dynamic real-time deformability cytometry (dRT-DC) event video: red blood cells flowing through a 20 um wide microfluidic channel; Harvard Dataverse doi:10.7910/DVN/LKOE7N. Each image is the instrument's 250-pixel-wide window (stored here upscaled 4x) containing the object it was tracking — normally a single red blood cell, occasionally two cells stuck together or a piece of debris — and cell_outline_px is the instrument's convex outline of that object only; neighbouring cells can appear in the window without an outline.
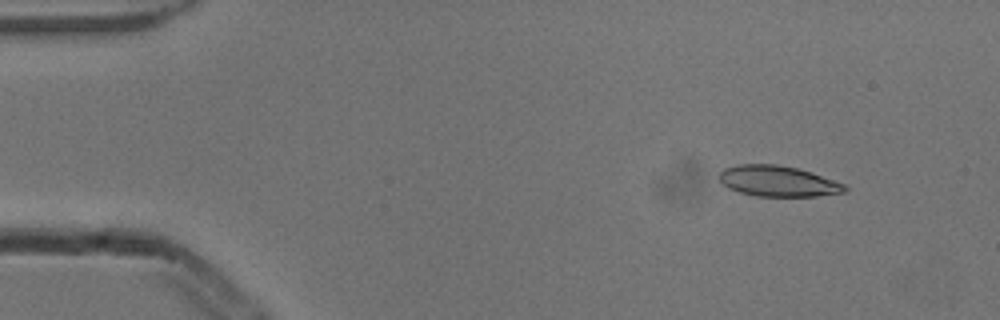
{"species": "common noctule bat (a hibernating species)", "species_latin": "Nyctalus noctula", "temperature_condition": "cold", "stored_images_in_passage": 5, "segment_of_instrument_passage": [2, 2], "camera_frame_rate_fps": 3000, "um_per_image_px": 0.085, "animal": {"sex": "male", "body_mass_g": 13.3}, "frame": {"image": 1, "passage_image": 5, "time_ms": 1.333, "image_size_px": [1000, 320], "cell_outline_px": [[848, 192], [816, 196], [756, 196], [740, 192], [728, 188], [720, 180], [720, 172], [724, 168], [736, 164], [776, 164], [796, 168], [812, 172], [848, 184]], "centroid_in_image_um": [66.19, 15.4], "position_along_channel_um": 18.8, "area_um2": 22.72}}